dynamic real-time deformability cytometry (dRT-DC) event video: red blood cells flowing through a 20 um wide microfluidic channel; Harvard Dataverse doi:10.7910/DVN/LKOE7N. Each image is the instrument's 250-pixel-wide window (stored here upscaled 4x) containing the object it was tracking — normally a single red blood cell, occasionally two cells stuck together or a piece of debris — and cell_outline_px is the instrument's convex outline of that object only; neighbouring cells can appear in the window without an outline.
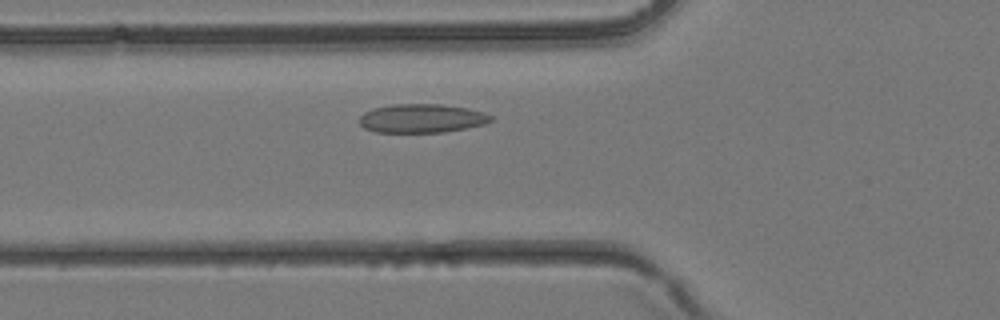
{"species": "common noctule bat (a hibernating species)", "species_latin": "Nyctalus noctula", "temperature_condition": "room temperature", "stored_images_in_passage": 27, "camera_frame_rate_fps": 3000, "um_per_image_px": 0.085, "animal": {"sex": "female", "body_mass_g": 24.6, "forearm_length_mm": 56.2}, "frame": {"image": 1, "passage_image": 3, "time_ms": 0.667, "image_size_px": [1000, 320], "cell_outline_px": [[484, 120], [476, 124], [456, 128], [432, 132], [384, 132], [368, 128], [364, 124], [364, 116], [372, 112], [384, 108], [456, 108], [468, 112]], "centroid_in_image_um": [35.62, 10.17], "position_along_channel_um": 90.2, "area_um2": 16.99}}
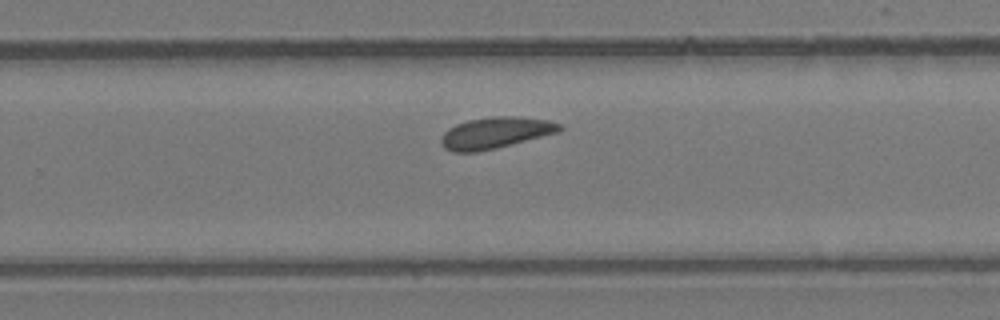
{"frame": {"image": 2, "passage_image": 14, "time_ms": 4.333, "image_size_px": [1000, 320], "cell_outline_px": [[560, 128], [548, 132], [504, 144], [488, 148], [448, 148], [444, 144], [444, 136], [452, 128], [460, 124], [476, 120], [532, 120], [552, 124]], "centroid_in_image_um": [41.97, 11.29], "position_along_channel_um": 287.8, "area_um2": 16.53}}
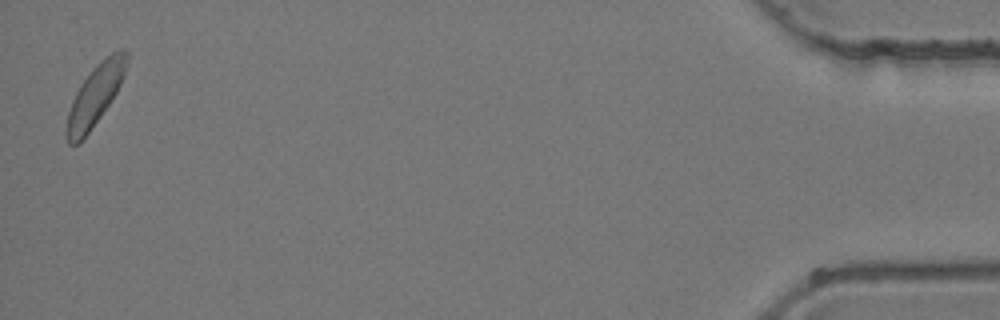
{"frame": {"image": 3, "passage_image": 27, "time_ms": 8.667, "image_size_px": [1000, 320], "cell_outline_px": [[120, 80], [112, 96], [104, 108], [84, 136], [76, 144], [68, 132], [68, 120], [76, 96], [92, 72], [96, 68], [120, 76]], "centroid_in_image_um": [7.75, 8.69], "position_along_channel_um": 427.5, "area_um2": 14.22}}